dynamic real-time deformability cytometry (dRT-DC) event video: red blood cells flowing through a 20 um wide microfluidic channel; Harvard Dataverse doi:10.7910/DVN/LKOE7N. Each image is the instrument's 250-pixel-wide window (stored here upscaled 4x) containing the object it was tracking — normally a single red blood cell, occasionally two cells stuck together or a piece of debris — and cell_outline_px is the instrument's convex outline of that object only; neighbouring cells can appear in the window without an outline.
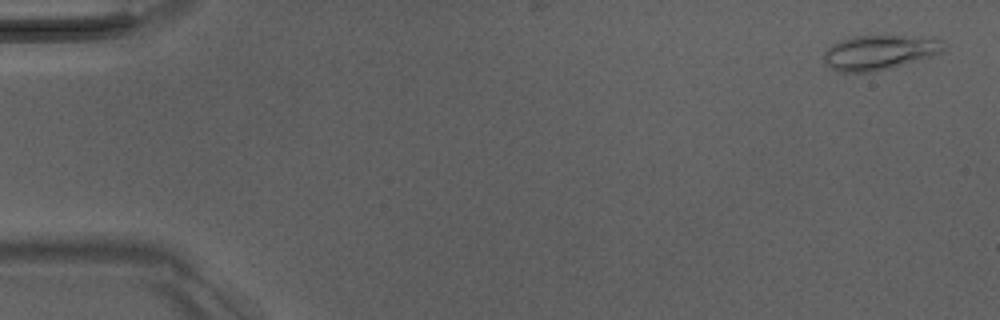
{"species": "Egyptian fruit bat (a non-hibernating species)", "species_latin": "Rousettus aegyptiacus", "temperature_condition": "room temperature", "stored_images_in_passage": 8, "camera_frame_rate_fps": 3000, "um_per_image_px": 0.085, "animal": {"sex": "male"}, "frame": {"image": 1, "passage_image": 2, "time_ms": 0.333, "image_size_px": [1000, 320], "cell_outline_px": [[948, 44], [944, 52], [932, 56], [888, 68], [872, 72], [840, 72], [824, 64], [824, 52], [832, 44], [852, 36], [896, 36], [940, 40]], "centroid_in_image_um": [74.73, 4.46], "position_along_channel_um": 10.3, "area_um2": 23.87}}